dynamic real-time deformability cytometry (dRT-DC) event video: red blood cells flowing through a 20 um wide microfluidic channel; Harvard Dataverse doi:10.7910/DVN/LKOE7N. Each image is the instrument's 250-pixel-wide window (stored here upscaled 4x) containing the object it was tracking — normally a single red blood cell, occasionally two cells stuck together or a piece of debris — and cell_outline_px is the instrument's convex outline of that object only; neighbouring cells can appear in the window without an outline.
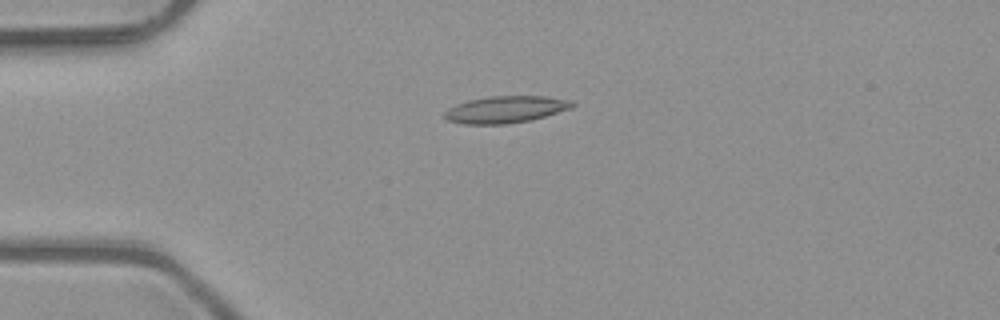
{"species": "common noctule bat (a hibernating species)", "species_latin": "Nyctalus noctula", "temperature_condition": "room temperature", "stored_images_in_passage": 3, "camera_frame_rate_fps": 3000, "um_per_image_px": 0.085, "animal": {"sex": "male", "body_mass_g": 23.1, "forearm_length_mm": 52.7}, "frame": {"image": 1, "passage_image": 1, "time_ms": 0.0, "image_size_px": [1000, 320], "cell_outline_px": [[576, 104], [572, 108], [544, 116], [528, 120], [504, 124], [464, 124], [448, 120], [444, 116], [444, 112], [448, 108], [456, 104], [468, 100], [488, 96], [544, 96], [572, 100]], "centroid_in_image_um": [42.97, 9.29], "position_along_channel_um": 42.0, "area_um2": 19.94}}
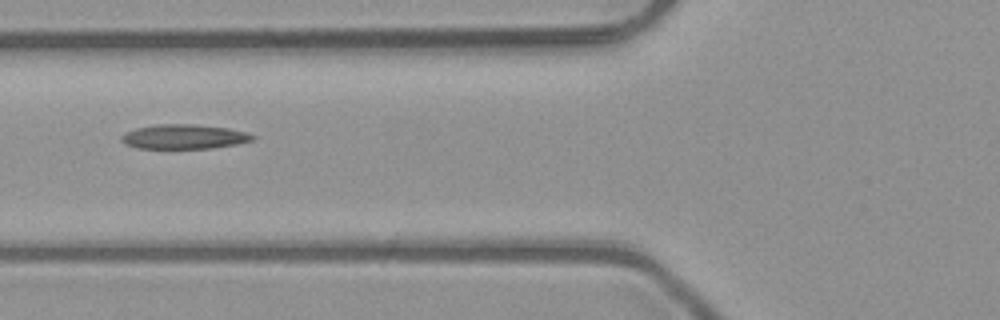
{"frame": {"image": 2, "passage_image": 3, "time_ms": 0.667, "image_size_px": [1000, 320], "cell_outline_px": [[256, 136], [252, 140], [236, 144], [208, 148], [136, 148], [124, 144], [120, 140], [120, 136], [124, 132], [136, 128], [156, 124], [196, 124], [228, 128], [244, 132]], "centroid_in_image_um": [15.57, 11.61], "position_along_channel_um": 110.2, "area_um2": 18.73}}